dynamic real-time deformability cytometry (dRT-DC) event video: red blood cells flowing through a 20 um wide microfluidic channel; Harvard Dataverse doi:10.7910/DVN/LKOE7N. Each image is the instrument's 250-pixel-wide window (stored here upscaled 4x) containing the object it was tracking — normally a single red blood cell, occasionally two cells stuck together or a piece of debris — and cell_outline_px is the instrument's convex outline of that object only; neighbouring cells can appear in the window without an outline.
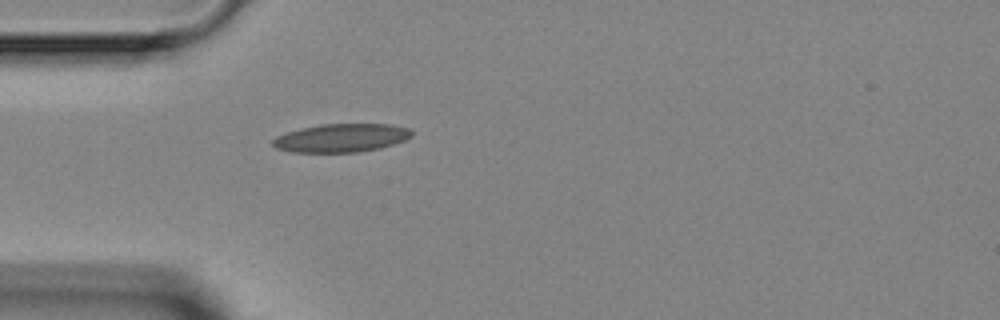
{"species": "Egyptian fruit bat (a non-hibernating species)", "species_latin": "Rousettus aegyptiacus", "temperature_condition": "room temperature", "stored_images_in_passage": 1, "camera_frame_rate_fps": 3000, "um_per_image_px": 0.085, "animal": {"sex": "female"}, "frame": {"image": 1, "passage_image": 1, "time_ms": 0.0, "image_size_px": [1000, 320], "cell_outline_px": [[412, 136], [404, 140], [380, 148], [356, 152], [292, 152], [276, 148], [272, 144], [272, 140], [276, 136], [300, 128], [320, 124], [392, 124], [408, 128], [412, 132]], "centroid_in_image_um": [28.99, 11.72], "position_along_channel_um": 56.0, "area_um2": 22.89}}